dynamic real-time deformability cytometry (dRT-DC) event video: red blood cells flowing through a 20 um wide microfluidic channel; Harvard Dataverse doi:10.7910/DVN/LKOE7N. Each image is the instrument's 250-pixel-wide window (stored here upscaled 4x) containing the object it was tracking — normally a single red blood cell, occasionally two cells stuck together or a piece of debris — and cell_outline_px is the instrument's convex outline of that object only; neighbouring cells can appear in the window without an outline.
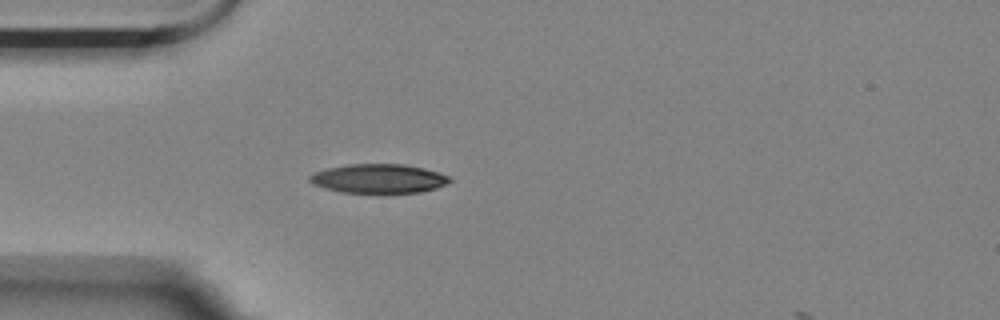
{"species": "Egyptian fruit bat (a non-hibernating species)", "species_latin": "Rousettus aegyptiacus", "temperature_condition": "room temperature", "stored_images_in_passage": 6, "camera_frame_rate_fps": 3000, "um_per_image_px": 0.085, "animal": {"sex": "female"}, "frame": {"image": 1, "passage_image": 5, "time_ms": 4.667, "image_size_px": [1000, 320], "cell_outline_px": [[452, 180], [436, 188], [420, 192], [340, 192], [312, 184], [308, 180], [308, 176], [316, 172], [328, 168], [348, 164], [404, 164], [424, 168], [452, 176]], "centroid_in_image_um": [32.19, 15.17], "position_along_channel_um": 52.8, "area_um2": 23.58}}